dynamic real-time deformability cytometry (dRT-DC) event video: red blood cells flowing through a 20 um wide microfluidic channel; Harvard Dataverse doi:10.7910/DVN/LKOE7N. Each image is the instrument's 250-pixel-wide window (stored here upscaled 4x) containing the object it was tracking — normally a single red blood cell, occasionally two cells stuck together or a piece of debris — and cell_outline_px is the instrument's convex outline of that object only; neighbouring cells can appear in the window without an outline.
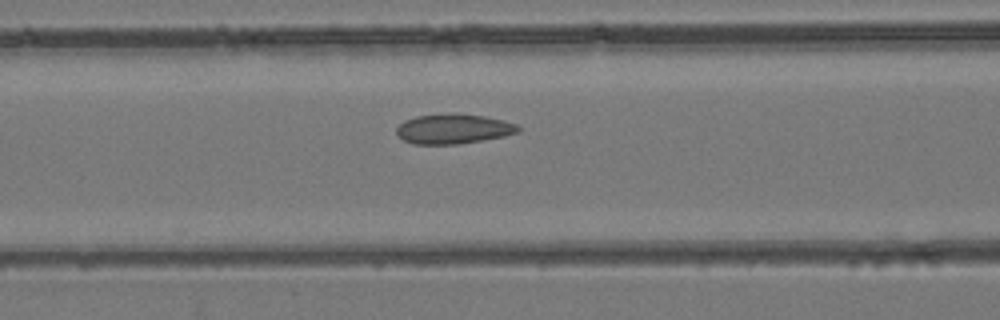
{"species": "common noctule bat (a hibernating species)", "species_latin": "Nyctalus noctula", "temperature_condition": "room temperature", "stored_images_in_passage": 48, "camera_frame_rate_fps": 3000, "um_per_image_px": 0.085, "animal": {"sex": "female", "body_mass_g": 24.6, "forearm_length_mm": 56.2}, "frame": {"image": 1, "passage_image": 19, "time_ms": 6.0, "image_size_px": [1000, 320], "cell_outline_px": [[520, 132], [504, 136], [456, 144], [412, 144], [404, 140], [396, 132], [396, 128], [404, 120], [416, 116], [484, 116], [504, 120], [516, 124], [520, 128]], "centroid_in_image_um": [38.54, 10.99], "position_along_channel_um": 128.1, "area_um2": 20.23}}
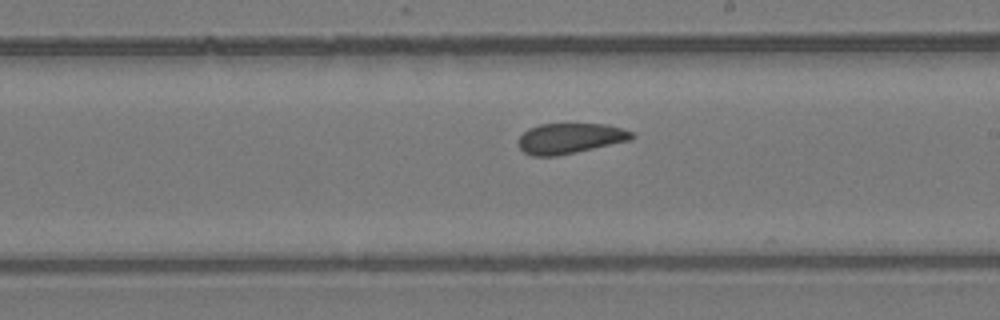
{"frame": {"image": 2, "passage_image": 27, "time_ms": 8.667, "image_size_px": [1000, 320], "cell_outline_px": [[636, 136], [632, 140], [576, 152], [556, 156], [532, 156], [524, 152], [520, 148], [520, 136], [528, 128], [540, 124], [608, 124], [632, 132]], "centroid_in_image_um": [48.48, 11.76], "position_along_channel_um": 240.5, "area_um2": 20.06}}
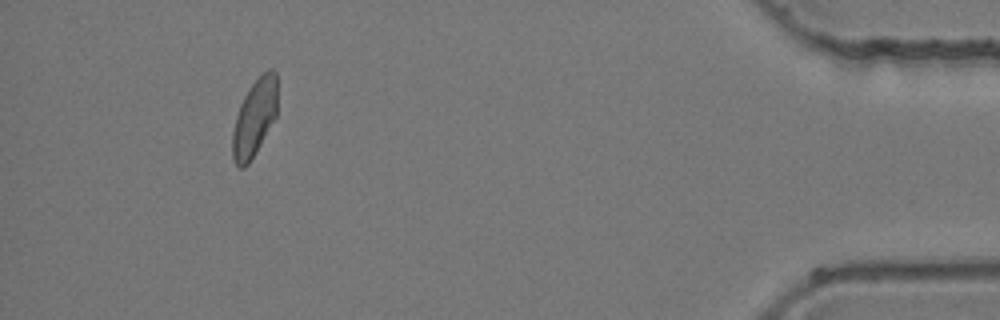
{"frame": {"image": 3, "passage_image": 44, "time_ms": 14.333, "image_size_px": [1000, 320], "cell_outline_px": [[276, 116], [256, 152], [248, 164], [244, 168], [240, 168], [236, 164], [232, 156], [232, 132], [236, 116], [240, 104], [248, 88], [268, 68], [272, 68], [276, 72]], "centroid_in_image_um": [21.61, 10.02], "position_along_channel_um": 413.6, "area_um2": 20.0}}